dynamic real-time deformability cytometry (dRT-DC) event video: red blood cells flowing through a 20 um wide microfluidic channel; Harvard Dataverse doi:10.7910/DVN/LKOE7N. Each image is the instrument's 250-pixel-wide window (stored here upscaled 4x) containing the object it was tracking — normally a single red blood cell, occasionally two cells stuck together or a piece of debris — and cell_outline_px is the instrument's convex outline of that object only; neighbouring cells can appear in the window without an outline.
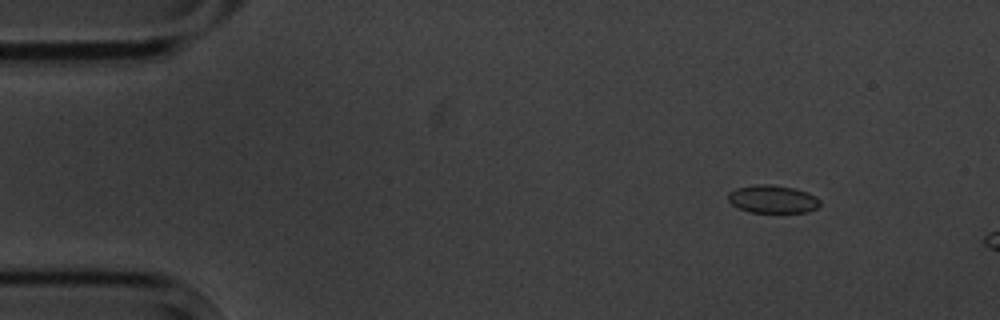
{"species": "common noctule bat (a hibernating species)", "species_latin": "Nyctalus noctula", "temperature_condition": "cold", "stored_images_in_passage": 3, "camera_frame_rate_fps": 3000, "um_per_image_px": 0.085, "animal": {"sex": "male", "body_mass_g": 20.1, "forearm_length_mm": 53.5}, "frame": {"image": 1, "passage_image": 1, "time_ms": 0.0, "image_size_px": [1000, 320], "cell_outline_px": [[820, 204], [816, 208], [808, 212], [748, 212], [732, 204], [728, 200], [728, 192], [736, 188], [756, 184], [772, 184], [792, 188], [808, 192], [816, 196], [820, 200]], "centroid_in_image_um": [65.67, 16.92], "position_along_channel_um": 19.3, "area_um2": 14.97}}